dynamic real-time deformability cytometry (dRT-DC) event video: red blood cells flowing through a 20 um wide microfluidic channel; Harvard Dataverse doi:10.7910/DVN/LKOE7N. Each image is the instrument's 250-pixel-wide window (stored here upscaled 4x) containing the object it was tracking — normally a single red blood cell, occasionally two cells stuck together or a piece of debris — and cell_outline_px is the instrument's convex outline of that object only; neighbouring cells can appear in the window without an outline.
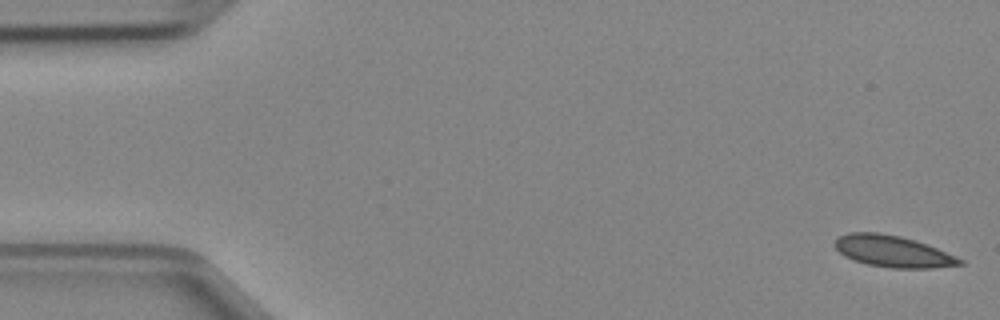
{"species": "Egyptian fruit bat (a non-hibernating species)", "species_latin": "Rousettus aegyptiacus", "temperature_condition": "cold", "stored_images_in_passage": 9, "camera_frame_rate_fps": 3000, "um_per_image_px": 0.085, "animal": {"sex": "female"}, "frame": {"image": 1, "passage_image": 1, "time_ms": 0.0, "image_size_px": [1000, 320], "cell_outline_px": [[964, 264], [932, 268], [892, 268], [868, 264], [844, 256], [836, 248], [836, 236], [848, 232], [880, 232], [900, 236], [936, 248], [956, 256], [964, 260]], "centroid_in_image_um": [75.88, 21.36], "position_along_channel_um": 9.1, "area_um2": 22.72}}